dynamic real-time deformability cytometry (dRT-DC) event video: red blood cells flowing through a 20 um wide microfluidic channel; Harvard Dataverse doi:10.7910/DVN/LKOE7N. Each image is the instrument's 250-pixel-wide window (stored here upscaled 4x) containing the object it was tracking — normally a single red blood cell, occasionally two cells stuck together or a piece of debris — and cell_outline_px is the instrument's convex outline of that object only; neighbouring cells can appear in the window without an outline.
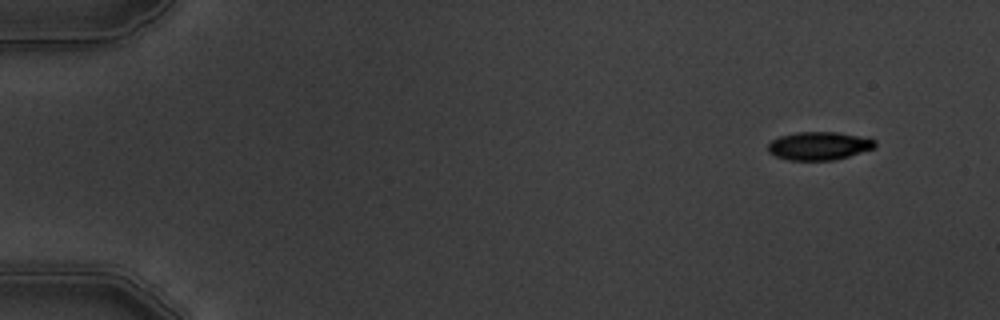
{"species": "common noctule bat (a hibernating species)", "species_latin": "Nyctalus noctula", "temperature_condition": "warm", "stored_images_in_passage": 7, "camera_frame_rate_fps": 3000, "um_per_image_px": 0.085, "animal": {"sex": "male", "body_mass_g": 19.5, "forearm_length_mm": 54.6}, "frame": {"image": 1, "passage_image": 1, "time_ms": 0.0, "image_size_px": [1000, 320], "cell_outline_px": [[876, 144], [872, 148], [848, 156], [832, 160], [788, 160], [776, 156], [768, 152], [768, 144], [772, 140], [780, 136], [796, 132], [836, 132], [876, 140]], "centroid_in_image_um": [69.56, 12.4], "position_along_channel_um": 15.4, "area_um2": 17.28}}
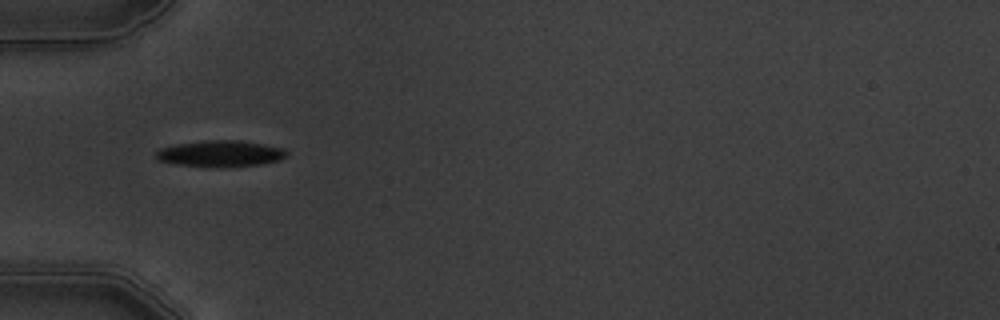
{"frame": {"image": 2, "passage_image": 5, "time_ms": 4.667, "image_size_px": [1000, 320], "cell_outline_px": [[288, 156], [280, 160], [260, 164], [176, 164], [156, 160], [156, 152], [160, 148], [176, 144], [204, 140], [240, 140], [264, 144], [284, 148], [288, 152]], "centroid_in_image_um": [18.76, 12.99], "position_along_channel_um": 66.2, "area_um2": 19.07}}